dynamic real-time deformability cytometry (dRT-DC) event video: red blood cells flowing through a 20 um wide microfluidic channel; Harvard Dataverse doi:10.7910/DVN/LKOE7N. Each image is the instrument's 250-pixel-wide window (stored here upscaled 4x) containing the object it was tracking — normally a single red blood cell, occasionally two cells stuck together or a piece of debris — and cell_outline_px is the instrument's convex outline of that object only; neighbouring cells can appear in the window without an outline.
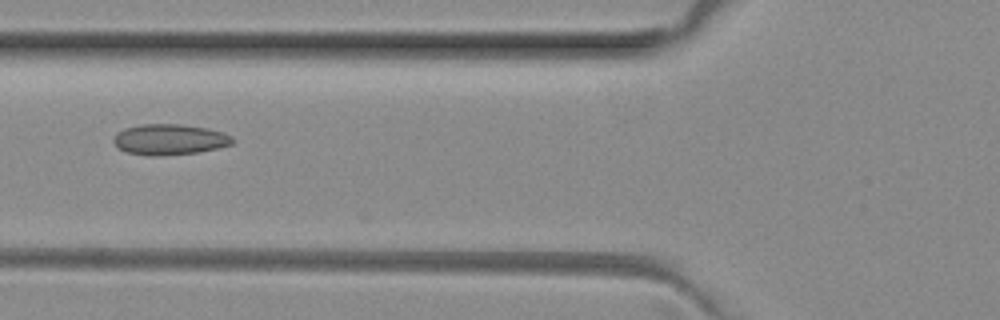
{"species": "common noctule bat (a hibernating species)", "species_latin": "Nyctalus noctula", "temperature_condition": "room temperature", "stored_images_in_passage": 3, "camera_frame_rate_fps": 3000, "um_per_image_px": 0.085, "animal": {"sex": "female", "body_mass_g": 29.2, "forearm_length_mm": 56.3}, "frame": {"image": 1, "passage_image": 2, "time_ms": 0.333, "image_size_px": [1000, 320], "cell_outline_px": [[236, 140], [232, 144], [216, 148], [196, 152], [156, 156], [152, 156], [128, 152], [120, 148], [112, 140], [116, 132], [124, 128], [140, 124], [180, 124], [208, 128], [224, 132], [232, 136]], "centroid_in_image_um": [14.43, 11.84], "position_along_channel_um": 111.4, "area_um2": 21.27}}
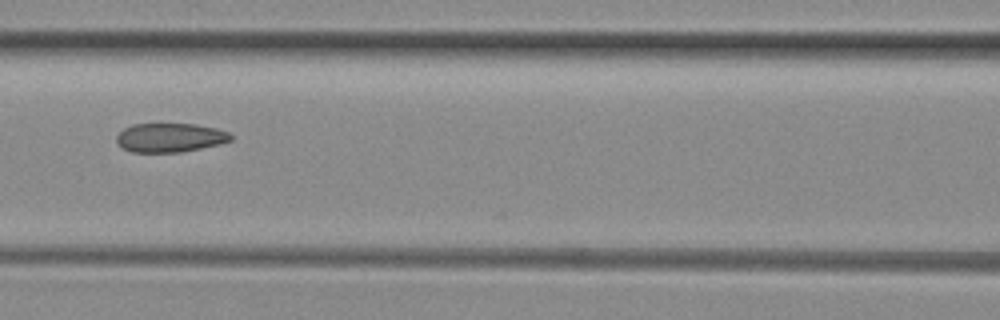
{"frame": {"image": 2, "passage_image": 3, "time_ms": 0.667, "image_size_px": [1000, 320], "cell_outline_px": [[232, 140], [200, 148], [180, 152], [132, 152], [120, 148], [116, 140], [116, 136], [124, 128], [132, 124], [196, 124], [216, 128], [228, 132], [232, 136]], "centroid_in_image_um": [14.4, 11.69], "position_along_channel_um": 152.2, "area_um2": 19.25}}